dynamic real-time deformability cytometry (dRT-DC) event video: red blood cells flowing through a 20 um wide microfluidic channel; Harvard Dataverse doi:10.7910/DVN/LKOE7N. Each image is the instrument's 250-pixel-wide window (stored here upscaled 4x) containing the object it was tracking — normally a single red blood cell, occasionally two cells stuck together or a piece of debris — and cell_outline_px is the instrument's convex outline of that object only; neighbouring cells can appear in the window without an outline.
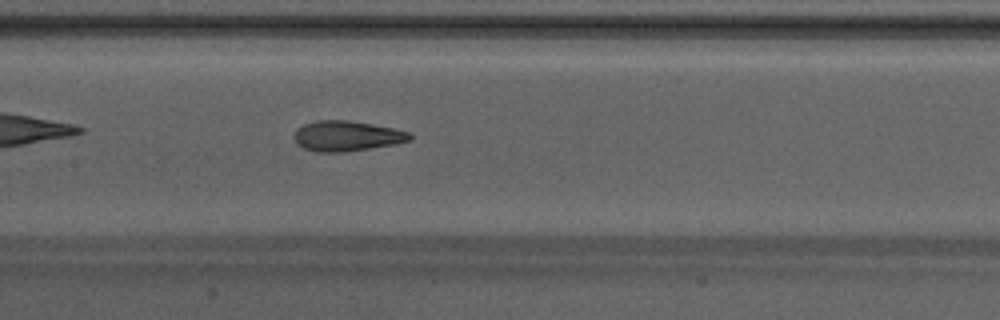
{"species": "Egyptian fruit bat (a non-hibernating species)", "species_latin": "Rousettus aegyptiacus", "temperature_condition": "warm", "stored_images_in_passage": 36, "camera_frame_rate_fps": 3000, "um_per_image_px": 0.085, "animal": {"sex": "male"}, "frame": {"image": 1, "passage_image": 11, "time_ms": 3.333, "image_size_px": [1000, 320], "cell_outline_px": [[412, 140], [396, 144], [344, 152], [316, 152], [304, 148], [296, 144], [292, 136], [296, 128], [304, 124], [320, 120], [348, 120], [396, 128], [412, 132]], "centroid_in_image_um": [29.49, 11.56], "position_along_channel_um": 177.9, "area_um2": 20.75}, "authors_computed_cell_mechanics": {"area_um2": 20.2878, "velocity_mm_per_s": 4.2638, "shape_relaxation_time_tau1_ms": null, "shape_relaxation_time_tau2_ms": 1.7629, "deformation_change_tau1": null, "deformation_change_tau2": 0.1102}}